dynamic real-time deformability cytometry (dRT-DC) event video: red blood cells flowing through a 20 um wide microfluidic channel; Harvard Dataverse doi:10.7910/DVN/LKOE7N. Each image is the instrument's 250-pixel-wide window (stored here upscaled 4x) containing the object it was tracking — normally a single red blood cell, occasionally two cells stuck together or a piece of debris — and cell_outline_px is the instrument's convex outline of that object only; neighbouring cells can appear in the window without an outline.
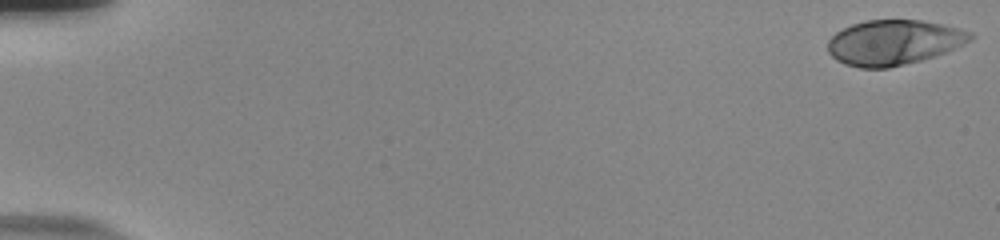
{"species": "human", "species_latin": "Homo sapiens", "temperature_condition": "room temperature", "stored_images_in_passage": 56, "camera_frame_rate_fps": 3000, "um_per_image_px": 0.085, "donor": {"sex": "male"}, "frame": {"image": 1, "passage_image": 1, "time_ms": 0.0, "image_size_px": [1000, 240], "cell_outline_px": [[976, 36], [972, 40], [964, 44], [944, 52], [920, 60], [888, 68], [860, 68], [844, 64], [836, 60], [828, 52], [828, 40], [836, 32], [852, 24], [864, 20], [920, 20], [960, 28], [972, 32]], "centroid_in_image_um": [75.96, 3.6], "position_along_channel_um": 9.0, "area_um2": 37.34}}
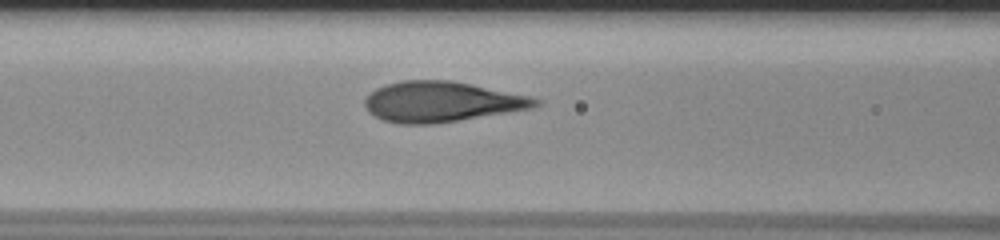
{"frame": {"image": 2, "passage_image": 25, "time_ms": 8.0, "image_size_px": [1000, 240], "cell_outline_px": [[540, 104], [536, 108], [432, 124], [400, 124], [384, 120], [368, 112], [364, 104], [364, 100], [376, 88], [388, 84], [404, 80], [448, 80], [528, 96], [540, 100]], "centroid_in_image_um": [37.52, 8.66], "position_along_channel_um": 129.1, "area_um2": 39.65}}
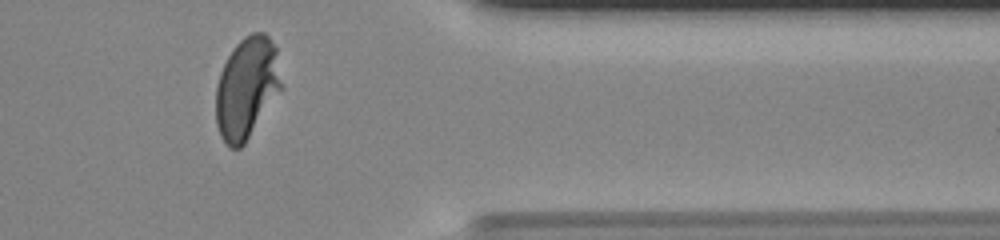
{"frame": {"image": 3, "passage_image": 47, "time_ms": 15.333, "image_size_px": [1000, 240], "cell_outline_px": [[284, 88], [244, 144], [240, 148], [228, 148], [220, 136], [216, 124], [216, 88], [220, 72], [228, 56], [236, 44], [244, 36], [252, 32], [264, 32], [268, 36], [276, 48], [284, 84]], "centroid_in_image_um": [21.0, 7.48], "position_along_channel_um": 390.4, "area_um2": 39.36}, "authors_computed_cell_mechanics": {"area_um2": 38.8994, "velocity_mm_per_s": 3.7254, "shape_relaxation_time_tau1_ms": 5.3129, "shape_relaxation_time_tau2_ms": null, "deformation_change_tau1": 0.237, "deformation_change_tau2": null}}